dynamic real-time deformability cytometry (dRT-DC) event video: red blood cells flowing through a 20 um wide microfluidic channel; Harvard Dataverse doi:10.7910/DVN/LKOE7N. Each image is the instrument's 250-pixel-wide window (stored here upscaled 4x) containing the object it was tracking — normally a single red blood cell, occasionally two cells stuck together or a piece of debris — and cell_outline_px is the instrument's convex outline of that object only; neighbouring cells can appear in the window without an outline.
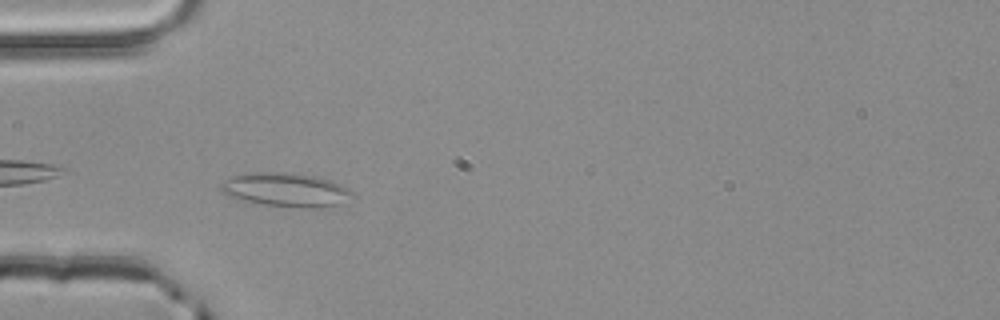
{"species": "common noctule bat (a hibernating species)", "species_latin": "Nyctalus noctula", "temperature_condition": "room temperature", "stored_images_in_passage": 4, "camera_frame_rate_fps": 3000, "um_per_image_px": 0.085, "animal": {"sex": "male", "body_mass_g": 20.4}, "frame": {"image": 1, "passage_image": 3, "time_ms": 0.667, "image_size_px": [1000, 320], "cell_outline_px": [[352, 196], [340, 204], [320, 208], [304, 208], [264, 204], [240, 200], [224, 192], [220, 188], [220, 184], [224, 180], [232, 176], [248, 172], [288, 172], [316, 176], [332, 180], [348, 188], [352, 192]], "centroid_in_image_um": [24.31, 16.12], "position_along_channel_um": 60.7, "area_um2": 25.95}}